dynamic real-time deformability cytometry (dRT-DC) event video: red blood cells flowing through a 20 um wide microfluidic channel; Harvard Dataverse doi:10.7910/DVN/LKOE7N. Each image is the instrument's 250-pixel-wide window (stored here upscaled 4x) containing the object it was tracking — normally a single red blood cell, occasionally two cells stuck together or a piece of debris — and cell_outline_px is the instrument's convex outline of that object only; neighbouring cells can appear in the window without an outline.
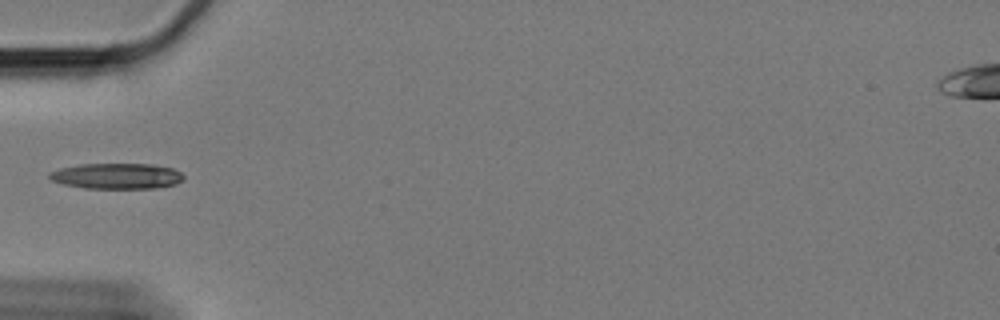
{"species": "Egyptian fruit bat (a non-hibernating species)", "species_latin": "Rousettus aegyptiacus", "temperature_condition": "cold", "stored_images_in_passage": 10, "camera_frame_rate_fps": 3000, "um_per_image_px": 0.085, "animal": {"sex": "female"}, "frame": {"image": 1, "passage_image": 1, "time_ms": 0.0, "image_size_px": [1000, 320], "cell_outline_px": [[184, 180], [176, 184], [156, 188], [84, 188], [64, 184], [52, 180], [48, 176], [48, 172], [60, 168], [80, 164], [152, 164], [172, 168], [180, 172], [184, 176]], "centroid_in_image_um": [9.93, 14.96], "position_along_channel_um": 75.1, "area_um2": 20.11}}
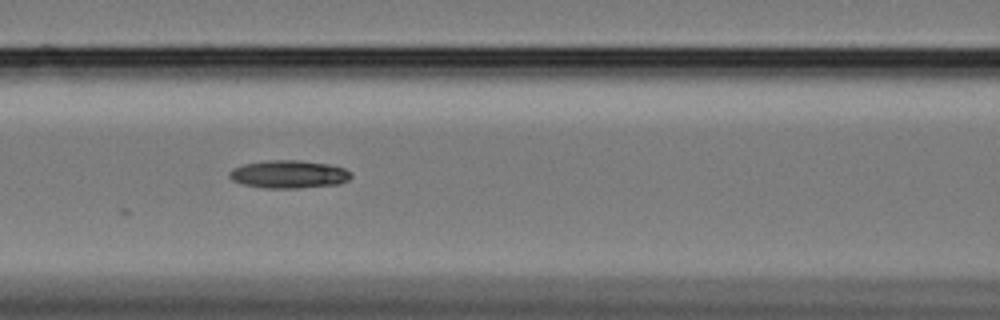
{"frame": {"image": 2, "passage_image": 7, "time_ms": 2.0, "image_size_px": [1000, 320], "cell_outline_px": [[352, 176], [348, 180], [340, 184], [296, 188], [264, 188], [244, 184], [232, 180], [228, 176], [228, 172], [232, 168], [244, 164], [268, 160], [300, 160], [328, 164], [344, 168], [352, 172]], "centroid_in_image_um": [24.55, 14.81], "position_along_channel_um": 142.0, "area_um2": 19.88}}
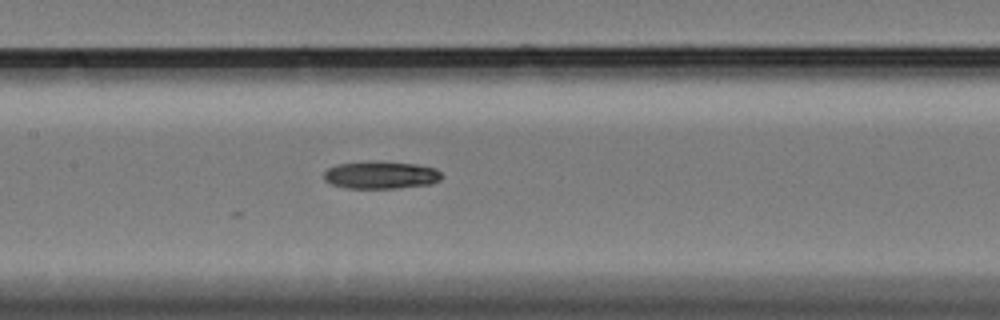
{"frame": {"image": 3, "passage_image": 10, "time_ms": 3.0, "image_size_px": [1000, 320], "cell_outline_px": [[444, 176], [440, 180], [432, 184], [396, 188], [348, 188], [332, 184], [324, 180], [324, 172], [328, 168], [336, 164], [372, 160], [376, 160], [416, 164], [436, 168]], "centroid_in_image_um": [32.39, 14.86], "position_along_channel_um": 175.0, "area_um2": 19.25}}